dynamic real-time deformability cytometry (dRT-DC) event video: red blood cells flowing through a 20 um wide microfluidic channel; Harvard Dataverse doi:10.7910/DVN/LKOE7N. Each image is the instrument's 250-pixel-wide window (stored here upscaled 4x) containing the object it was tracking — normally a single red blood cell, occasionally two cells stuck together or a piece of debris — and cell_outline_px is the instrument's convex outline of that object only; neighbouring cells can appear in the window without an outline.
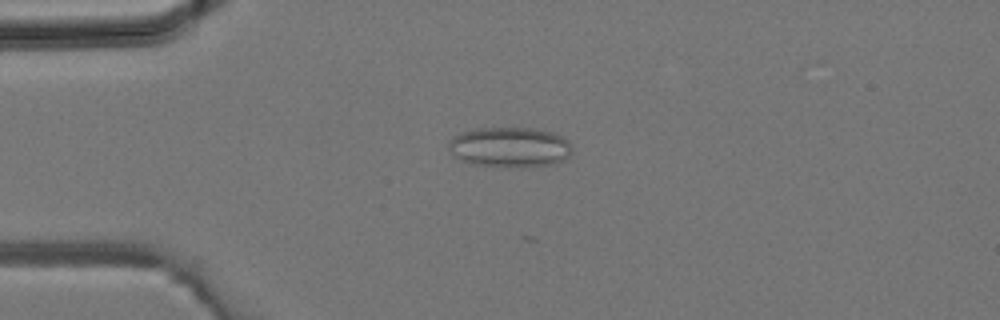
{"species": "common noctule bat (a hibernating species)", "species_latin": "Nyctalus noctula", "temperature_condition": "room temperature", "stored_images_in_passage": 3, "camera_frame_rate_fps": 3000, "um_per_image_px": 0.085, "animal": {"sex": "male", "body_mass_g": 19.2, "forearm_length_mm": 51.8}, "frame": {"image": 1, "passage_image": 3, "time_ms": 0.667, "image_size_px": [1000, 320], "cell_outline_px": [[572, 152], [564, 160], [552, 164], [520, 168], [472, 164], [460, 160], [448, 148], [448, 140], [452, 136], [460, 132], [476, 128], [536, 128], [556, 132], [564, 136], [568, 140], [572, 148]], "centroid_in_image_um": [43.35, 12.5], "position_along_channel_um": 41.6, "area_um2": 29.48}}